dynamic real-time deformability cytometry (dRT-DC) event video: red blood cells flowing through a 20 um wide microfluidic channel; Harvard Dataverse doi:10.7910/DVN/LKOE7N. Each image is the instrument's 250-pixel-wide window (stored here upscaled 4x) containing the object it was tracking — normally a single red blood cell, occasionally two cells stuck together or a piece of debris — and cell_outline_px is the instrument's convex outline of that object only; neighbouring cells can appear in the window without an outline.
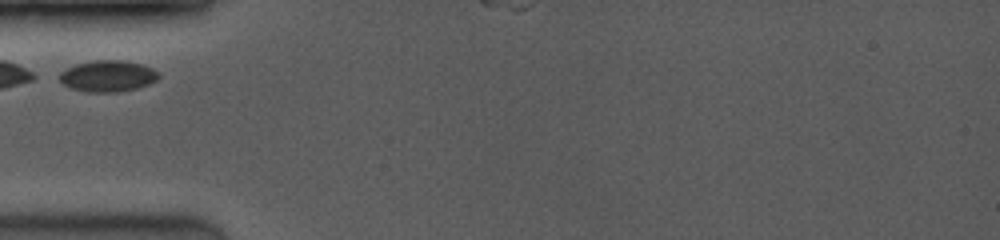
{"species": "common noctule bat (a hibernating species)", "species_latin": "Nyctalus noctula", "temperature_condition": "room temperature", "stored_images_in_passage": 5, "camera_frame_rate_fps": 3500, "um_per_image_px": 0.085, "animal": {"sex": "female", "body_mass_g": 19.0, "forearm_length_mm": 53.3}, "frame": {"image": 1, "passage_image": 1, "time_ms": 0.0, "image_size_px": [1000, 240], "cell_outline_px": [[160, 76], [156, 80], [148, 84], [136, 88], [116, 92], [88, 92], [68, 88], [60, 80], [60, 72], [76, 64], [96, 60], [120, 60], [140, 64], [152, 68], [160, 72]], "centroid_in_image_um": [9.16, 6.47], "position_along_channel_um": 75.8, "area_um2": 17.98}}